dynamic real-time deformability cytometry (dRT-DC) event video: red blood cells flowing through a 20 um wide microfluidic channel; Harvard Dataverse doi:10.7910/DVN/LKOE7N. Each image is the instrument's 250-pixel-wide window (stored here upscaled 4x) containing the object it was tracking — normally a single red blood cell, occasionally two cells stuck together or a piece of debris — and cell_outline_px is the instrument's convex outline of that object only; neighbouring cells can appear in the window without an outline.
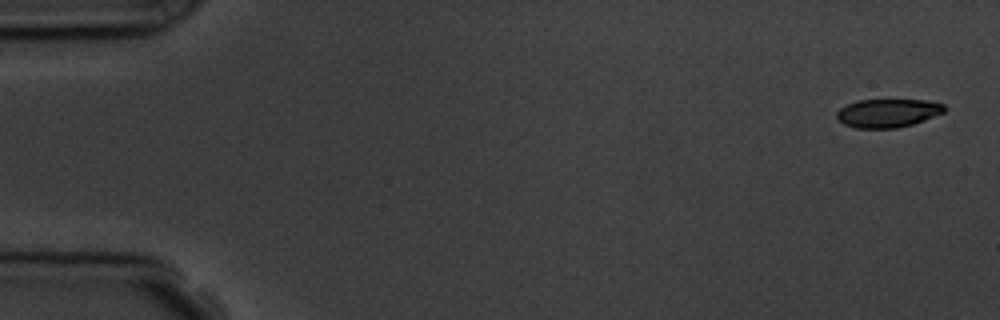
{"species": "common noctule bat (a hibernating species)", "species_latin": "Nyctalus noctula", "temperature_condition": "room temperature", "stored_images_in_passage": 5, "camera_frame_rate_fps": 3000, "um_per_image_px": 0.085, "animal": {"sex": "male", "body_mass_g": 19.5, "forearm_length_mm": 54.6}, "frame": {"image": 1, "passage_image": 1, "time_ms": 0.0, "image_size_px": [1000, 320], "cell_outline_px": [[944, 112], [924, 120], [912, 124], [896, 128], [856, 128], [844, 124], [836, 116], [836, 112], [840, 108], [848, 104], [860, 100], [928, 100], [944, 104]], "centroid_in_image_um": [75.46, 9.61], "position_along_channel_um": 9.5, "area_um2": 17.69}}
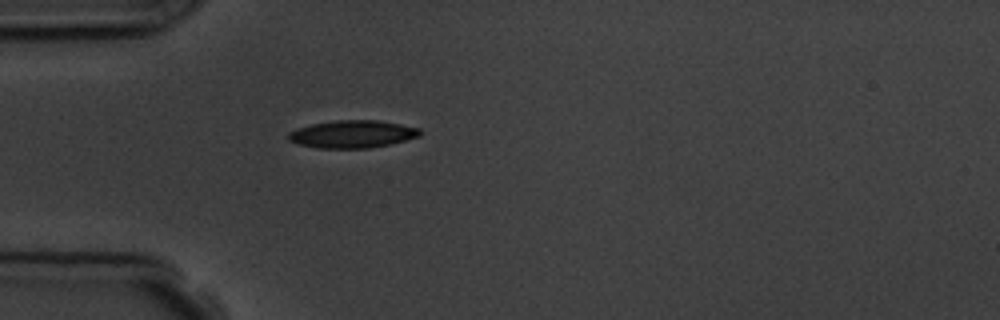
{"frame": {"image": 2, "passage_image": 5, "time_ms": 4.667, "image_size_px": [1000, 320], "cell_outline_px": [[420, 136], [388, 144], [368, 148], [316, 148], [300, 144], [288, 140], [288, 132], [296, 128], [312, 124], [336, 120], [376, 120], [400, 124], [420, 128]], "centroid_in_image_um": [29.92, 11.39], "position_along_channel_um": 55.1, "area_um2": 20.98}}